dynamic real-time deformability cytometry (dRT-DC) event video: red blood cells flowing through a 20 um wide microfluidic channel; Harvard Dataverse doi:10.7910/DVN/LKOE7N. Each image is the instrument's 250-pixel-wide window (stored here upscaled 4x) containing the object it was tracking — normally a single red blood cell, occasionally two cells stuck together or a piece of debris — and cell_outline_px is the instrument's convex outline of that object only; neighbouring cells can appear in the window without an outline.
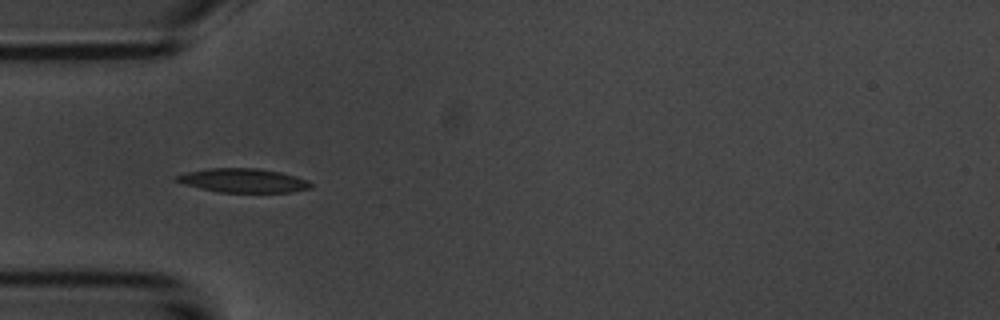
{"species": "common noctule bat (a hibernating species)", "species_latin": "Nyctalus noctula", "temperature_condition": "room temperature", "stored_images_in_passage": 12, "camera_frame_rate_fps": 3000, "um_per_image_px": 0.085, "animal": {"sex": "male", "body_mass_g": 20.1, "forearm_length_mm": 53.5}, "frame": {"image": 1, "passage_image": 3, "time_ms": 0.667, "image_size_px": [1000, 320], "cell_outline_px": [[312, 188], [292, 192], [216, 192], [184, 184], [172, 180], [176, 176], [188, 172], [208, 168], [256, 168], [280, 172], [296, 176], [308, 180], [312, 184]], "centroid_in_image_um": [20.68, 15.34], "position_along_channel_um": 64.3, "area_um2": 18.79}}